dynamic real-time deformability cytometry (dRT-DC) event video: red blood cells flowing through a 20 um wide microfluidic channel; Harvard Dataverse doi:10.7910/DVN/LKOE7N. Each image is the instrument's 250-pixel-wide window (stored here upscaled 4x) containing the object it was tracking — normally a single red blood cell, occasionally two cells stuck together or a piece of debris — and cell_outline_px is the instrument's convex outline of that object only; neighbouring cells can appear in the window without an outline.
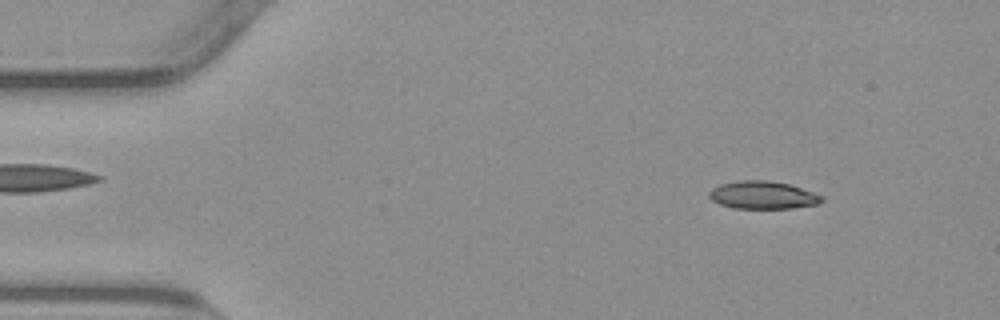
{"species": "common noctule bat (a hibernating species)", "species_latin": "Nyctalus noctula", "temperature_condition": "warm", "stored_images_in_passage": 54, "camera_frame_rate_fps": 3000, "um_per_image_px": 0.085, "animal": {"sex": "male", "body_mass_g": 23.1, "forearm_length_mm": 52.7}, "frame": {"image": 1, "passage_image": 6, "time_ms": 1.667, "image_size_px": [1000, 320], "cell_outline_px": [[824, 200], [820, 204], [792, 208], [732, 208], [720, 204], [712, 200], [708, 196], [708, 192], [712, 188], [720, 184], [736, 180], [768, 180], [788, 184], [824, 196]], "centroid_in_image_um": [64.82, 16.58], "position_along_channel_um": 20.2, "area_um2": 18.32}}
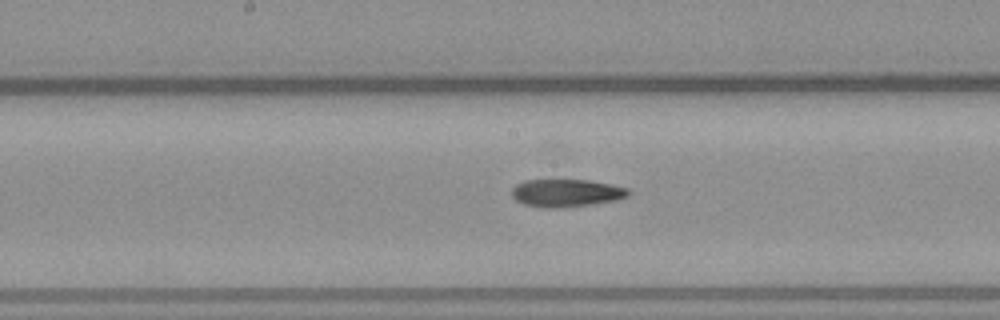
{"frame": {"image": 2, "passage_image": 27, "time_ms": 8.667, "image_size_px": [1000, 320], "cell_outline_px": [[632, 192], [628, 196], [616, 200], [560, 208], [544, 208], [524, 204], [516, 200], [512, 196], [512, 188], [516, 184], [524, 180], [588, 180], [612, 184], [628, 188]], "centroid_in_image_um": [48.14, 16.4], "position_along_channel_um": 200.1, "area_um2": 18.84}}
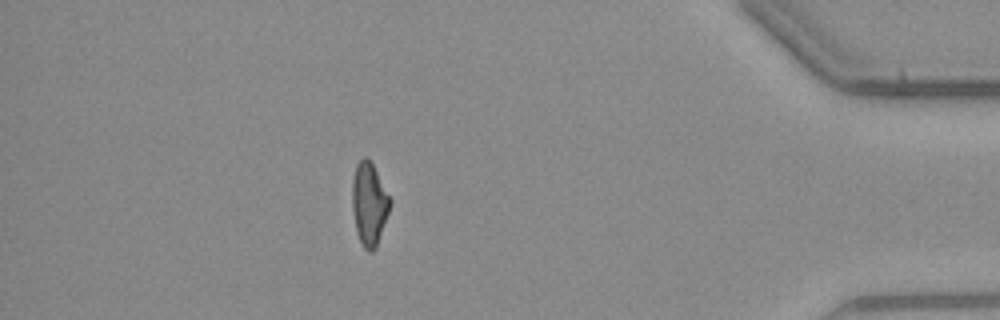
{"frame": {"image": 3, "passage_image": 47, "time_ms": 15.333, "image_size_px": [1000, 320], "cell_outline_px": [[392, 200], [376, 248], [372, 252], [368, 252], [364, 248], [356, 232], [352, 208], [352, 176], [356, 164], [364, 156], [372, 164]], "centroid_in_image_um": [31.36, 17.34], "position_along_channel_um": 403.8, "area_um2": 18.15}}